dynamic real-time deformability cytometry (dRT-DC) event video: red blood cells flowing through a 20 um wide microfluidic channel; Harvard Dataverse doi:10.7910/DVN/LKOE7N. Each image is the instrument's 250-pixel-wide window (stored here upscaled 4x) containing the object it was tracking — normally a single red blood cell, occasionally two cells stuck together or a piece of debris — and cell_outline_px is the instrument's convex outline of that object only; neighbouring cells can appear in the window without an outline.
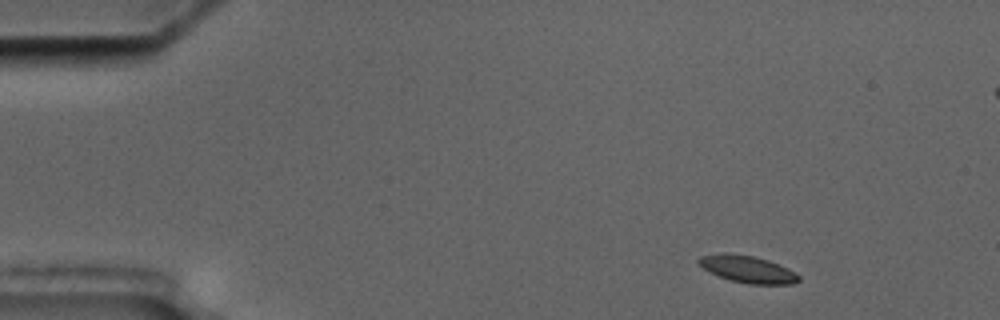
{"species": "common noctule bat (a hibernating species)", "species_latin": "Nyctalus noctula", "temperature_condition": "cold", "stored_images_in_passage": 4, "camera_frame_rate_fps": 3000, "um_per_image_px": 0.085, "animal": {"sex": "male", "body_mass_g": 17.5, "forearm_length_mm": 52.3}, "frame": {"image": 1, "passage_image": 1, "time_ms": 0.0, "image_size_px": [1000, 320], "cell_outline_px": [[800, 280], [792, 284], [748, 284], [732, 280], [720, 276], [704, 268], [696, 260], [700, 256], [724, 252], [728, 252], [752, 256], [768, 260], [788, 268], [796, 272], [800, 276]], "centroid_in_image_um": [63.57, 22.87], "position_along_channel_um": 21.4, "area_um2": 15.66}}